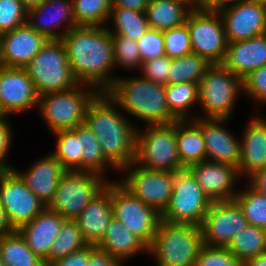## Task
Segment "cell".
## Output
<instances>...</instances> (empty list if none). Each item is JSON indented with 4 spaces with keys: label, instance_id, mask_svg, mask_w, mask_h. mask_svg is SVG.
<instances>
[{
    "label": "cell",
    "instance_id": "1",
    "mask_svg": "<svg viewBox=\"0 0 266 266\" xmlns=\"http://www.w3.org/2000/svg\"><path fill=\"white\" fill-rule=\"evenodd\" d=\"M73 76L79 84L106 92L116 78L108 76L115 66L112 35L103 26H76L60 39Z\"/></svg>",
    "mask_w": 266,
    "mask_h": 266
},
{
    "label": "cell",
    "instance_id": "2",
    "mask_svg": "<svg viewBox=\"0 0 266 266\" xmlns=\"http://www.w3.org/2000/svg\"><path fill=\"white\" fill-rule=\"evenodd\" d=\"M116 106L107 92H99L87 108L85 123L98 138L103 156L121 170L135 162L137 129Z\"/></svg>",
    "mask_w": 266,
    "mask_h": 266
},
{
    "label": "cell",
    "instance_id": "3",
    "mask_svg": "<svg viewBox=\"0 0 266 266\" xmlns=\"http://www.w3.org/2000/svg\"><path fill=\"white\" fill-rule=\"evenodd\" d=\"M106 92L123 111L146 121L149 125L177 121L167 107L164 84L143 77H119Z\"/></svg>",
    "mask_w": 266,
    "mask_h": 266
},
{
    "label": "cell",
    "instance_id": "4",
    "mask_svg": "<svg viewBox=\"0 0 266 266\" xmlns=\"http://www.w3.org/2000/svg\"><path fill=\"white\" fill-rule=\"evenodd\" d=\"M202 247L200 226L161 220L148 253L156 257L158 266H195Z\"/></svg>",
    "mask_w": 266,
    "mask_h": 266
},
{
    "label": "cell",
    "instance_id": "5",
    "mask_svg": "<svg viewBox=\"0 0 266 266\" xmlns=\"http://www.w3.org/2000/svg\"><path fill=\"white\" fill-rule=\"evenodd\" d=\"M39 96L67 91L79 83L72 74L62 41L48 40L24 67Z\"/></svg>",
    "mask_w": 266,
    "mask_h": 266
},
{
    "label": "cell",
    "instance_id": "6",
    "mask_svg": "<svg viewBox=\"0 0 266 266\" xmlns=\"http://www.w3.org/2000/svg\"><path fill=\"white\" fill-rule=\"evenodd\" d=\"M107 184L102 175L66 170L47 208L64 219L74 220L91 200L106 188Z\"/></svg>",
    "mask_w": 266,
    "mask_h": 266
},
{
    "label": "cell",
    "instance_id": "7",
    "mask_svg": "<svg viewBox=\"0 0 266 266\" xmlns=\"http://www.w3.org/2000/svg\"><path fill=\"white\" fill-rule=\"evenodd\" d=\"M135 163L148 170L176 172L185 169L178 156L176 121L137 130Z\"/></svg>",
    "mask_w": 266,
    "mask_h": 266
},
{
    "label": "cell",
    "instance_id": "8",
    "mask_svg": "<svg viewBox=\"0 0 266 266\" xmlns=\"http://www.w3.org/2000/svg\"><path fill=\"white\" fill-rule=\"evenodd\" d=\"M82 85L84 84H78L67 91L39 96L37 106L53 133L59 130L73 129L77 125L85 123L87 108L99 90L89 86L87 92L85 88H81Z\"/></svg>",
    "mask_w": 266,
    "mask_h": 266
},
{
    "label": "cell",
    "instance_id": "9",
    "mask_svg": "<svg viewBox=\"0 0 266 266\" xmlns=\"http://www.w3.org/2000/svg\"><path fill=\"white\" fill-rule=\"evenodd\" d=\"M243 90L242 79L222 64H212L199 83V103L205 119H228Z\"/></svg>",
    "mask_w": 266,
    "mask_h": 266
},
{
    "label": "cell",
    "instance_id": "10",
    "mask_svg": "<svg viewBox=\"0 0 266 266\" xmlns=\"http://www.w3.org/2000/svg\"><path fill=\"white\" fill-rule=\"evenodd\" d=\"M211 204L194 176L185 168L174 172L171 200L161 214V220L200 226Z\"/></svg>",
    "mask_w": 266,
    "mask_h": 266
},
{
    "label": "cell",
    "instance_id": "11",
    "mask_svg": "<svg viewBox=\"0 0 266 266\" xmlns=\"http://www.w3.org/2000/svg\"><path fill=\"white\" fill-rule=\"evenodd\" d=\"M110 194L113 217L149 247L155 238L161 214L133 196L120 183L110 181Z\"/></svg>",
    "mask_w": 266,
    "mask_h": 266
},
{
    "label": "cell",
    "instance_id": "12",
    "mask_svg": "<svg viewBox=\"0 0 266 266\" xmlns=\"http://www.w3.org/2000/svg\"><path fill=\"white\" fill-rule=\"evenodd\" d=\"M186 23L190 32L192 53L210 64H222L227 50L225 28L220 14L190 11Z\"/></svg>",
    "mask_w": 266,
    "mask_h": 266
},
{
    "label": "cell",
    "instance_id": "13",
    "mask_svg": "<svg viewBox=\"0 0 266 266\" xmlns=\"http://www.w3.org/2000/svg\"><path fill=\"white\" fill-rule=\"evenodd\" d=\"M131 168L130 173L119 183L133 196L162 214L171 200L174 172L148 170L135 162L121 170Z\"/></svg>",
    "mask_w": 266,
    "mask_h": 266
},
{
    "label": "cell",
    "instance_id": "14",
    "mask_svg": "<svg viewBox=\"0 0 266 266\" xmlns=\"http://www.w3.org/2000/svg\"><path fill=\"white\" fill-rule=\"evenodd\" d=\"M0 204L15 230L47 207L13 169L4 170L0 175Z\"/></svg>",
    "mask_w": 266,
    "mask_h": 266
},
{
    "label": "cell",
    "instance_id": "15",
    "mask_svg": "<svg viewBox=\"0 0 266 266\" xmlns=\"http://www.w3.org/2000/svg\"><path fill=\"white\" fill-rule=\"evenodd\" d=\"M248 225L235 200L212 202L200 225L203 245L228 247L236 234Z\"/></svg>",
    "mask_w": 266,
    "mask_h": 266
},
{
    "label": "cell",
    "instance_id": "16",
    "mask_svg": "<svg viewBox=\"0 0 266 266\" xmlns=\"http://www.w3.org/2000/svg\"><path fill=\"white\" fill-rule=\"evenodd\" d=\"M38 99L24 68L0 66V105L6 115L27 111L38 105Z\"/></svg>",
    "mask_w": 266,
    "mask_h": 266
},
{
    "label": "cell",
    "instance_id": "17",
    "mask_svg": "<svg viewBox=\"0 0 266 266\" xmlns=\"http://www.w3.org/2000/svg\"><path fill=\"white\" fill-rule=\"evenodd\" d=\"M48 39L27 23L1 34L0 66L24 68L45 45Z\"/></svg>",
    "mask_w": 266,
    "mask_h": 266
},
{
    "label": "cell",
    "instance_id": "18",
    "mask_svg": "<svg viewBox=\"0 0 266 266\" xmlns=\"http://www.w3.org/2000/svg\"><path fill=\"white\" fill-rule=\"evenodd\" d=\"M211 202L234 200V183L240 176L238 167L208 160L187 168Z\"/></svg>",
    "mask_w": 266,
    "mask_h": 266
},
{
    "label": "cell",
    "instance_id": "19",
    "mask_svg": "<svg viewBox=\"0 0 266 266\" xmlns=\"http://www.w3.org/2000/svg\"><path fill=\"white\" fill-rule=\"evenodd\" d=\"M220 15L228 43L266 33V5L245 0Z\"/></svg>",
    "mask_w": 266,
    "mask_h": 266
},
{
    "label": "cell",
    "instance_id": "20",
    "mask_svg": "<svg viewBox=\"0 0 266 266\" xmlns=\"http://www.w3.org/2000/svg\"><path fill=\"white\" fill-rule=\"evenodd\" d=\"M201 128L205 142L207 160L239 167L241 159L240 140L223 129L226 119H204L194 117ZM221 124V125H220Z\"/></svg>",
    "mask_w": 266,
    "mask_h": 266
},
{
    "label": "cell",
    "instance_id": "21",
    "mask_svg": "<svg viewBox=\"0 0 266 266\" xmlns=\"http://www.w3.org/2000/svg\"><path fill=\"white\" fill-rule=\"evenodd\" d=\"M63 22L67 26H64V32L61 34L55 29L59 28ZM26 23L48 40H59L69 30L76 27L72 0H46L42 5L27 11Z\"/></svg>",
    "mask_w": 266,
    "mask_h": 266
},
{
    "label": "cell",
    "instance_id": "22",
    "mask_svg": "<svg viewBox=\"0 0 266 266\" xmlns=\"http://www.w3.org/2000/svg\"><path fill=\"white\" fill-rule=\"evenodd\" d=\"M222 65L243 79L266 65V33L248 40L227 43Z\"/></svg>",
    "mask_w": 266,
    "mask_h": 266
},
{
    "label": "cell",
    "instance_id": "23",
    "mask_svg": "<svg viewBox=\"0 0 266 266\" xmlns=\"http://www.w3.org/2000/svg\"><path fill=\"white\" fill-rule=\"evenodd\" d=\"M65 219L47 207L17 231L35 255L48 266V255Z\"/></svg>",
    "mask_w": 266,
    "mask_h": 266
},
{
    "label": "cell",
    "instance_id": "24",
    "mask_svg": "<svg viewBox=\"0 0 266 266\" xmlns=\"http://www.w3.org/2000/svg\"><path fill=\"white\" fill-rule=\"evenodd\" d=\"M25 185L46 205L52 201L59 180L66 171L59 160L51 153L36 161L29 170L21 173L12 168Z\"/></svg>",
    "mask_w": 266,
    "mask_h": 266
},
{
    "label": "cell",
    "instance_id": "25",
    "mask_svg": "<svg viewBox=\"0 0 266 266\" xmlns=\"http://www.w3.org/2000/svg\"><path fill=\"white\" fill-rule=\"evenodd\" d=\"M112 218L113 206L108 182L106 188L74 220L88 244L96 246L104 237Z\"/></svg>",
    "mask_w": 266,
    "mask_h": 266
},
{
    "label": "cell",
    "instance_id": "26",
    "mask_svg": "<svg viewBox=\"0 0 266 266\" xmlns=\"http://www.w3.org/2000/svg\"><path fill=\"white\" fill-rule=\"evenodd\" d=\"M240 140L241 159L239 173L248 177L266 168V120L256 116Z\"/></svg>",
    "mask_w": 266,
    "mask_h": 266
},
{
    "label": "cell",
    "instance_id": "27",
    "mask_svg": "<svg viewBox=\"0 0 266 266\" xmlns=\"http://www.w3.org/2000/svg\"><path fill=\"white\" fill-rule=\"evenodd\" d=\"M96 247L108 252L121 263L136 253H148V246L115 217L110 220L104 237Z\"/></svg>",
    "mask_w": 266,
    "mask_h": 266
},
{
    "label": "cell",
    "instance_id": "28",
    "mask_svg": "<svg viewBox=\"0 0 266 266\" xmlns=\"http://www.w3.org/2000/svg\"><path fill=\"white\" fill-rule=\"evenodd\" d=\"M189 121L188 119L176 121L178 156L184 168L207 160L201 128L194 121Z\"/></svg>",
    "mask_w": 266,
    "mask_h": 266
},
{
    "label": "cell",
    "instance_id": "29",
    "mask_svg": "<svg viewBox=\"0 0 266 266\" xmlns=\"http://www.w3.org/2000/svg\"><path fill=\"white\" fill-rule=\"evenodd\" d=\"M190 11L187 0H150L145 15L150 28L165 31L183 25Z\"/></svg>",
    "mask_w": 266,
    "mask_h": 266
},
{
    "label": "cell",
    "instance_id": "30",
    "mask_svg": "<svg viewBox=\"0 0 266 266\" xmlns=\"http://www.w3.org/2000/svg\"><path fill=\"white\" fill-rule=\"evenodd\" d=\"M78 137V155H80V171L104 175V169L114 167L101 151L98 138L86 123L72 129Z\"/></svg>",
    "mask_w": 266,
    "mask_h": 266
},
{
    "label": "cell",
    "instance_id": "31",
    "mask_svg": "<svg viewBox=\"0 0 266 266\" xmlns=\"http://www.w3.org/2000/svg\"><path fill=\"white\" fill-rule=\"evenodd\" d=\"M0 256L4 266H46L17 230L0 236Z\"/></svg>",
    "mask_w": 266,
    "mask_h": 266
},
{
    "label": "cell",
    "instance_id": "32",
    "mask_svg": "<svg viewBox=\"0 0 266 266\" xmlns=\"http://www.w3.org/2000/svg\"><path fill=\"white\" fill-rule=\"evenodd\" d=\"M227 248L243 264L266 251V230L247 225L235 235Z\"/></svg>",
    "mask_w": 266,
    "mask_h": 266
},
{
    "label": "cell",
    "instance_id": "33",
    "mask_svg": "<svg viewBox=\"0 0 266 266\" xmlns=\"http://www.w3.org/2000/svg\"><path fill=\"white\" fill-rule=\"evenodd\" d=\"M165 98L169 112L177 120H187L189 109L199 102V84L193 82L166 84Z\"/></svg>",
    "mask_w": 266,
    "mask_h": 266
},
{
    "label": "cell",
    "instance_id": "34",
    "mask_svg": "<svg viewBox=\"0 0 266 266\" xmlns=\"http://www.w3.org/2000/svg\"><path fill=\"white\" fill-rule=\"evenodd\" d=\"M87 246L89 244L83 237L77 222L75 220L65 219L55 241L52 243L48 255V266L55 260L82 250Z\"/></svg>",
    "mask_w": 266,
    "mask_h": 266
},
{
    "label": "cell",
    "instance_id": "35",
    "mask_svg": "<svg viewBox=\"0 0 266 266\" xmlns=\"http://www.w3.org/2000/svg\"><path fill=\"white\" fill-rule=\"evenodd\" d=\"M111 17L114 19V32L112 29H108L111 35H121L137 42L150 28L145 12L112 7Z\"/></svg>",
    "mask_w": 266,
    "mask_h": 266
},
{
    "label": "cell",
    "instance_id": "36",
    "mask_svg": "<svg viewBox=\"0 0 266 266\" xmlns=\"http://www.w3.org/2000/svg\"><path fill=\"white\" fill-rule=\"evenodd\" d=\"M211 65L205 58L194 53L174 58L171 61L168 84H179L183 82L199 84Z\"/></svg>",
    "mask_w": 266,
    "mask_h": 266
},
{
    "label": "cell",
    "instance_id": "37",
    "mask_svg": "<svg viewBox=\"0 0 266 266\" xmlns=\"http://www.w3.org/2000/svg\"><path fill=\"white\" fill-rule=\"evenodd\" d=\"M72 8L76 26H103L110 19L112 0H72Z\"/></svg>",
    "mask_w": 266,
    "mask_h": 266
},
{
    "label": "cell",
    "instance_id": "38",
    "mask_svg": "<svg viewBox=\"0 0 266 266\" xmlns=\"http://www.w3.org/2000/svg\"><path fill=\"white\" fill-rule=\"evenodd\" d=\"M248 186L244 192L238 191L234 200L241 207L248 225L266 230V196Z\"/></svg>",
    "mask_w": 266,
    "mask_h": 266
},
{
    "label": "cell",
    "instance_id": "39",
    "mask_svg": "<svg viewBox=\"0 0 266 266\" xmlns=\"http://www.w3.org/2000/svg\"><path fill=\"white\" fill-rule=\"evenodd\" d=\"M57 138L56 150L52 154L59 160L65 170L80 171V155H78V137L72 130L54 132Z\"/></svg>",
    "mask_w": 266,
    "mask_h": 266
},
{
    "label": "cell",
    "instance_id": "40",
    "mask_svg": "<svg viewBox=\"0 0 266 266\" xmlns=\"http://www.w3.org/2000/svg\"><path fill=\"white\" fill-rule=\"evenodd\" d=\"M162 32L165 54L170 59L179 58L192 53L190 32L186 22L183 25Z\"/></svg>",
    "mask_w": 266,
    "mask_h": 266
},
{
    "label": "cell",
    "instance_id": "41",
    "mask_svg": "<svg viewBox=\"0 0 266 266\" xmlns=\"http://www.w3.org/2000/svg\"><path fill=\"white\" fill-rule=\"evenodd\" d=\"M115 65L124 68H140L141 56L137 48V42L121 35H112Z\"/></svg>",
    "mask_w": 266,
    "mask_h": 266
},
{
    "label": "cell",
    "instance_id": "42",
    "mask_svg": "<svg viewBox=\"0 0 266 266\" xmlns=\"http://www.w3.org/2000/svg\"><path fill=\"white\" fill-rule=\"evenodd\" d=\"M27 22V10L21 0H0V35Z\"/></svg>",
    "mask_w": 266,
    "mask_h": 266
},
{
    "label": "cell",
    "instance_id": "43",
    "mask_svg": "<svg viewBox=\"0 0 266 266\" xmlns=\"http://www.w3.org/2000/svg\"><path fill=\"white\" fill-rule=\"evenodd\" d=\"M195 266H242V263L227 247H211L203 245Z\"/></svg>",
    "mask_w": 266,
    "mask_h": 266
},
{
    "label": "cell",
    "instance_id": "44",
    "mask_svg": "<svg viewBox=\"0 0 266 266\" xmlns=\"http://www.w3.org/2000/svg\"><path fill=\"white\" fill-rule=\"evenodd\" d=\"M137 48L142 62L166 55L163 32L149 28L137 41Z\"/></svg>",
    "mask_w": 266,
    "mask_h": 266
},
{
    "label": "cell",
    "instance_id": "45",
    "mask_svg": "<svg viewBox=\"0 0 266 266\" xmlns=\"http://www.w3.org/2000/svg\"><path fill=\"white\" fill-rule=\"evenodd\" d=\"M171 61L167 55L150 59L146 62H142L141 71L143 73V78L160 83L168 84V75L171 67Z\"/></svg>",
    "mask_w": 266,
    "mask_h": 266
},
{
    "label": "cell",
    "instance_id": "46",
    "mask_svg": "<svg viewBox=\"0 0 266 266\" xmlns=\"http://www.w3.org/2000/svg\"><path fill=\"white\" fill-rule=\"evenodd\" d=\"M243 92L255 101L266 103V65L250 72L242 79Z\"/></svg>",
    "mask_w": 266,
    "mask_h": 266
},
{
    "label": "cell",
    "instance_id": "47",
    "mask_svg": "<svg viewBox=\"0 0 266 266\" xmlns=\"http://www.w3.org/2000/svg\"><path fill=\"white\" fill-rule=\"evenodd\" d=\"M5 120L6 116L0 117V166L4 170H9L12 169V166L8 162L6 163L4 158L7 157L11 146L12 132L8 122Z\"/></svg>",
    "mask_w": 266,
    "mask_h": 266
},
{
    "label": "cell",
    "instance_id": "48",
    "mask_svg": "<svg viewBox=\"0 0 266 266\" xmlns=\"http://www.w3.org/2000/svg\"><path fill=\"white\" fill-rule=\"evenodd\" d=\"M88 266H122V263L108 252L100 250L95 245H89Z\"/></svg>",
    "mask_w": 266,
    "mask_h": 266
},
{
    "label": "cell",
    "instance_id": "49",
    "mask_svg": "<svg viewBox=\"0 0 266 266\" xmlns=\"http://www.w3.org/2000/svg\"><path fill=\"white\" fill-rule=\"evenodd\" d=\"M89 246L82 250L73 252L65 257L59 258L49 266H88Z\"/></svg>",
    "mask_w": 266,
    "mask_h": 266
},
{
    "label": "cell",
    "instance_id": "50",
    "mask_svg": "<svg viewBox=\"0 0 266 266\" xmlns=\"http://www.w3.org/2000/svg\"><path fill=\"white\" fill-rule=\"evenodd\" d=\"M150 0H112V7L126 8L134 11L145 12Z\"/></svg>",
    "mask_w": 266,
    "mask_h": 266
},
{
    "label": "cell",
    "instance_id": "51",
    "mask_svg": "<svg viewBox=\"0 0 266 266\" xmlns=\"http://www.w3.org/2000/svg\"><path fill=\"white\" fill-rule=\"evenodd\" d=\"M243 1L245 0H215L206 11L210 13L221 14L224 11L241 4Z\"/></svg>",
    "mask_w": 266,
    "mask_h": 266
},
{
    "label": "cell",
    "instance_id": "52",
    "mask_svg": "<svg viewBox=\"0 0 266 266\" xmlns=\"http://www.w3.org/2000/svg\"><path fill=\"white\" fill-rule=\"evenodd\" d=\"M249 185L258 193L266 196V168L249 177Z\"/></svg>",
    "mask_w": 266,
    "mask_h": 266
},
{
    "label": "cell",
    "instance_id": "53",
    "mask_svg": "<svg viewBox=\"0 0 266 266\" xmlns=\"http://www.w3.org/2000/svg\"><path fill=\"white\" fill-rule=\"evenodd\" d=\"M14 231L16 230L11 225L6 211L0 204V236L12 234Z\"/></svg>",
    "mask_w": 266,
    "mask_h": 266
},
{
    "label": "cell",
    "instance_id": "54",
    "mask_svg": "<svg viewBox=\"0 0 266 266\" xmlns=\"http://www.w3.org/2000/svg\"><path fill=\"white\" fill-rule=\"evenodd\" d=\"M215 0H187L191 11H206Z\"/></svg>",
    "mask_w": 266,
    "mask_h": 266
},
{
    "label": "cell",
    "instance_id": "55",
    "mask_svg": "<svg viewBox=\"0 0 266 266\" xmlns=\"http://www.w3.org/2000/svg\"><path fill=\"white\" fill-rule=\"evenodd\" d=\"M242 266H266V251L255 258L245 261Z\"/></svg>",
    "mask_w": 266,
    "mask_h": 266
},
{
    "label": "cell",
    "instance_id": "56",
    "mask_svg": "<svg viewBox=\"0 0 266 266\" xmlns=\"http://www.w3.org/2000/svg\"><path fill=\"white\" fill-rule=\"evenodd\" d=\"M23 6L28 11L32 8L42 5L46 0H21Z\"/></svg>",
    "mask_w": 266,
    "mask_h": 266
},
{
    "label": "cell",
    "instance_id": "57",
    "mask_svg": "<svg viewBox=\"0 0 266 266\" xmlns=\"http://www.w3.org/2000/svg\"><path fill=\"white\" fill-rule=\"evenodd\" d=\"M249 1L256 2V3H260V4H263V5H266V0H249Z\"/></svg>",
    "mask_w": 266,
    "mask_h": 266
},
{
    "label": "cell",
    "instance_id": "58",
    "mask_svg": "<svg viewBox=\"0 0 266 266\" xmlns=\"http://www.w3.org/2000/svg\"><path fill=\"white\" fill-rule=\"evenodd\" d=\"M3 116H7V115L2 111V108H1V105H0V117H3Z\"/></svg>",
    "mask_w": 266,
    "mask_h": 266
},
{
    "label": "cell",
    "instance_id": "59",
    "mask_svg": "<svg viewBox=\"0 0 266 266\" xmlns=\"http://www.w3.org/2000/svg\"><path fill=\"white\" fill-rule=\"evenodd\" d=\"M0 266H4L2 260H1V256H0Z\"/></svg>",
    "mask_w": 266,
    "mask_h": 266
},
{
    "label": "cell",
    "instance_id": "60",
    "mask_svg": "<svg viewBox=\"0 0 266 266\" xmlns=\"http://www.w3.org/2000/svg\"><path fill=\"white\" fill-rule=\"evenodd\" d=\"M4 171V169L0 166V175Z\"/></svg>",
    "mask_w": 266,
    "mask_h": 266
}]
</instances>
